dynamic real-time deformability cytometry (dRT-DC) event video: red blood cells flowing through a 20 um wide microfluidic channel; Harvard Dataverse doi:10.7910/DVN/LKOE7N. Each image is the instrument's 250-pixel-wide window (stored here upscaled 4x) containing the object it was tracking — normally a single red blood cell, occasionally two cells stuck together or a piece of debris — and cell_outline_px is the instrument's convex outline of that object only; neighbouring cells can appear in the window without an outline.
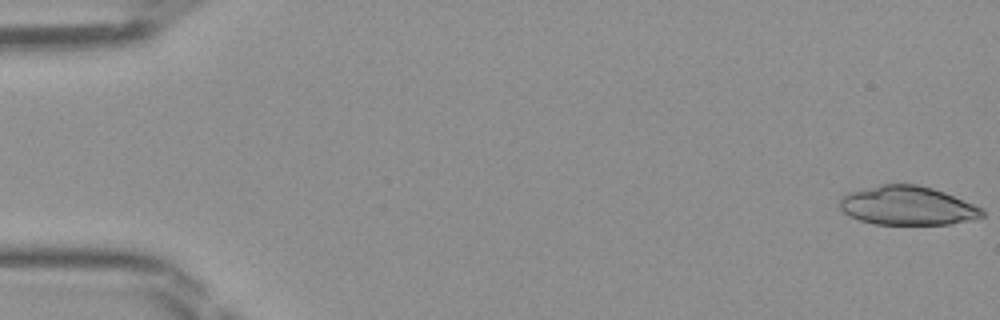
{"species": "Egyptian fruit bat (a non-hibernating species)", "species_latin": "Rousettus aegyptiacus", "temperature_condition": "room temperature", "stored_images_in_passage": 47, "camera_frame_rate_fps": 3000, "um_per_image_px": 0.085, "frame": {"image": 1, "passage_image": 1, "time_ms": 0.0, "image_size_px": [1000, 320], "cell_outline_px": [[984, 216], [952, 224], [872, 224], [848, 216], [840, 208], [840, 196], [848, 192], [880, 184], [916, 184], [932, 188], [944, 192], [984, 208]], "centroid_in_image_um": [77.11, 17.48], "position_along_channel_um": 7.9, "area_um2": 32.43}}
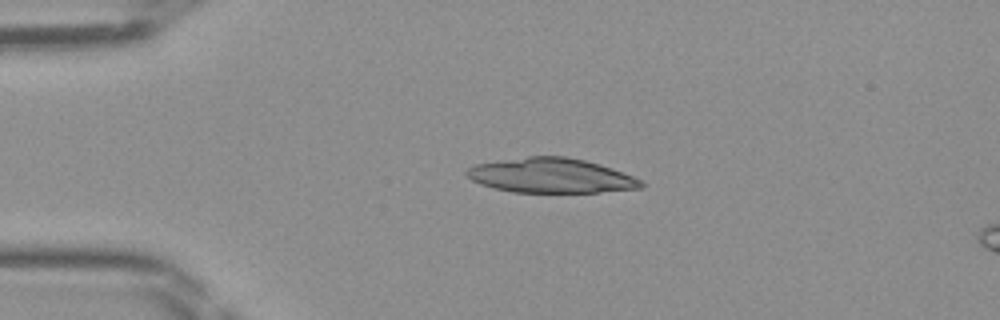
{"frame": {"image": 2, "passage_image": 11, "time_ms": 3.333, "image_size_px": [1000, 320], "cell_outline_px": [[644, 188], [600, 192], [512, 192], [492, 188], [480, 184], [472, 180], [464, 172], [468, 168], [476, 164], [528, 156], [568, 156], [600, 164], [612, 168], [644, 180]], "centroid_in_image_um": [46.87, 14.93], "position_along_channel_um": 38.1, "area_um2": 35.43}}
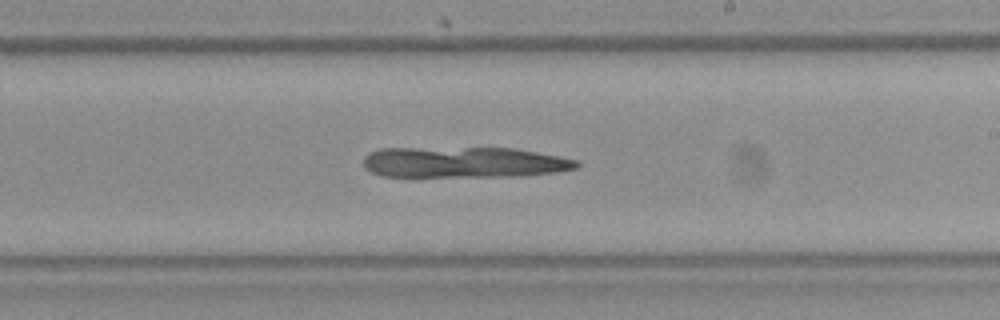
{"frame": {"image": 3, "passage_image": 28, "time_ms": 9.0, "image_size_px": [1000, 320], "cell_outline_px": [[580, 164], [576, 168], [556, 172], [524, 176], [384, 176], [372, 172], [364, 168], [364, 156], [368, 152], [380, 148], [516, 148], [580, 160]], "centroid_in_image_um": [39.46, 13.79], "position_along_channel_um": 249.5, "area_um2": 38.44}}